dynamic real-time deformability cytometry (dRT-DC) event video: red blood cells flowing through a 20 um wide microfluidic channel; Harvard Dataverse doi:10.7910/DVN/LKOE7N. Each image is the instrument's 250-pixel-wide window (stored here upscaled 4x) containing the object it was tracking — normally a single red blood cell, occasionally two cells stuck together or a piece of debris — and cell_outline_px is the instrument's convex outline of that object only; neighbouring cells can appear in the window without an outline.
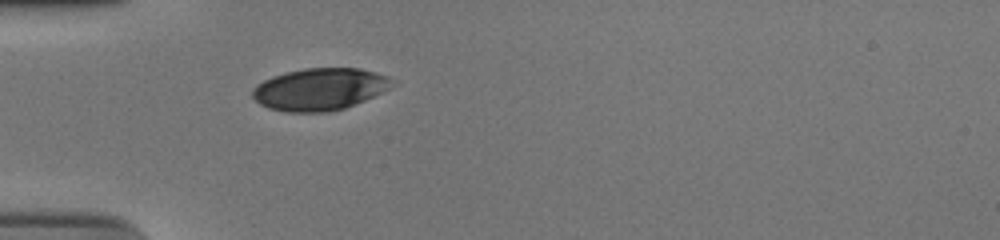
{"species": "human", "species_latin": "Homo sapiens", "temperature_condition": "cold", "stored_images_in_passage": 32, "camera_frame_rate_fps": 3000, "um_per_image_px": 0.085, "donor": {"sex": "male"}, "frame": {"image": 1, "passage_image": 1, "time_ms": 0.0, "image_size_px": [1000, 240], "cell_outline_px": [[392, 88], [364, 100], [344, 108], [328, 112], [288, 112], [268, 108], [260, 104], [252, 96], [252, 88], [256, 84], [272, 76], [304, 68], [360, 68], [376, 72], [388, 76]], "centroid_in_image_um": [27.15, 7.58], "position_along_channel_um": 57.9, "area_um2": 34.16}}
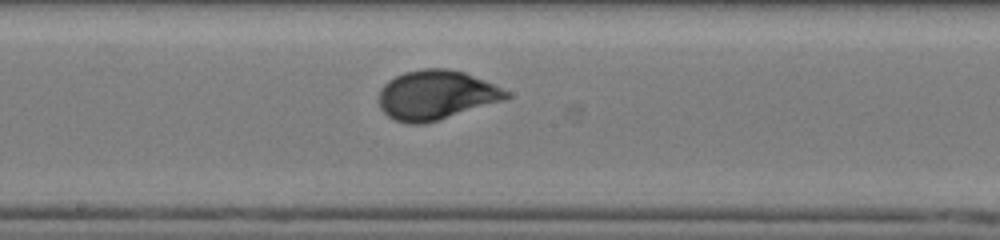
{"frame": {"image": 2, "passage_image": 14, "time_ms": 4.333, "image_size_px": [1000, 240], "cell_outline_px": [[512, 96], [504, 100], [424, 124], [408, 124], [396, 120], [388, 116], [380, 108], [380, 88], [388, 80], [404, 72], [424, 68], [448, 68], [464, 72], [484, 80], [512, 92]], "centroid_in_image_um": [37.08, 8.07], "position_along_channel_um": 211.1, "area_um2": 36.59}}
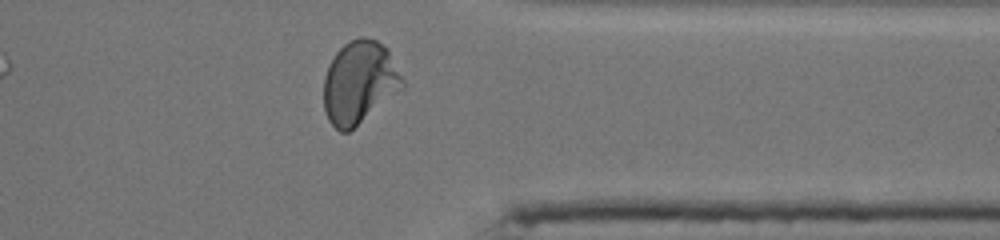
{"frame": {"image": 3, "passage_image": 28, "time_ms": 9.0, "image_size_px": [1000, 240], "cell_outline_px": [[404, 88], [348, 132], [340, 132], [328, 120], [324, 108], [324, 76], [328, 64], [336, 52], [344, 44], [360, 36], [364, 36], [376, 40], [388, 48], [404, 80]], "centroid_in_image_um": [30.55, 6.99], "position_along_channel_um": 380.8, "area_um2": 38.03}, "authors_computed_cell_mechanics": {"area_um2": 35.9516, "velocity_mm_per_s": 3.7278, "shape_relaxation_time_tau1_ms": 3.6869, "shape_relaxation_time_tau2_ms": null, "deformation_change_tau1": 0.1389, "deformation_change_tau2": null}}